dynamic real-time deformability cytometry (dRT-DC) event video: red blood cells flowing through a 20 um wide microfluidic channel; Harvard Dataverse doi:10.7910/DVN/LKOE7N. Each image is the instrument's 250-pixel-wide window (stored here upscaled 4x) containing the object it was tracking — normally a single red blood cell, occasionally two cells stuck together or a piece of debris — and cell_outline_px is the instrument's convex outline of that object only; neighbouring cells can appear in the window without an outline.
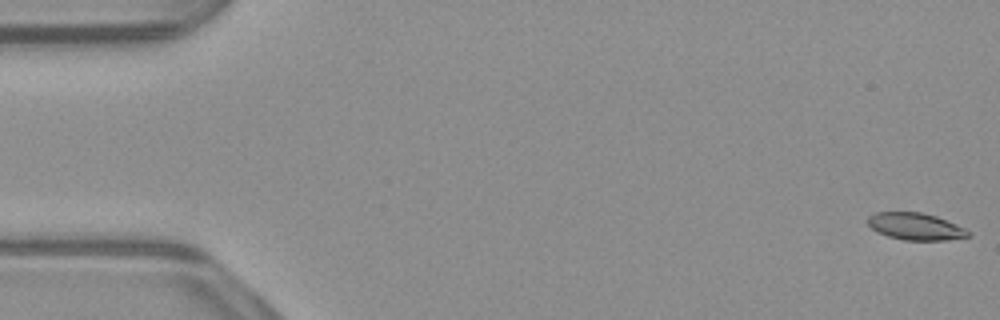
{"species": "common noctule bat (a hibernating species)", "species_latin": "Nyctalus noctula", "temperature_condition": "warm", "stored_images_in_passage": 53, "camera_frame_rate_fps": 3000, "um_per_image_px": 0.085, "animal": {"sex": "male", "body_mass_g": 23.1, "forearm_length_mm": 52.7}, "frame": {"image": 1, "passage_image": 1, "time_ms": 0.0, "image_size_px": [1000, 320], "cell_outline_px": [[972, 236], [944, 240], [904, 240], [888, 236], [876, 232], [868, 224], [868, 216], [876, 212], [920, 212], [936, 216], [956, 224], [972, 232]], "centroid_in_image_um": [77.83, 19.25], "position_along_channel_um": 7.2, "area_um2": 15.84}}
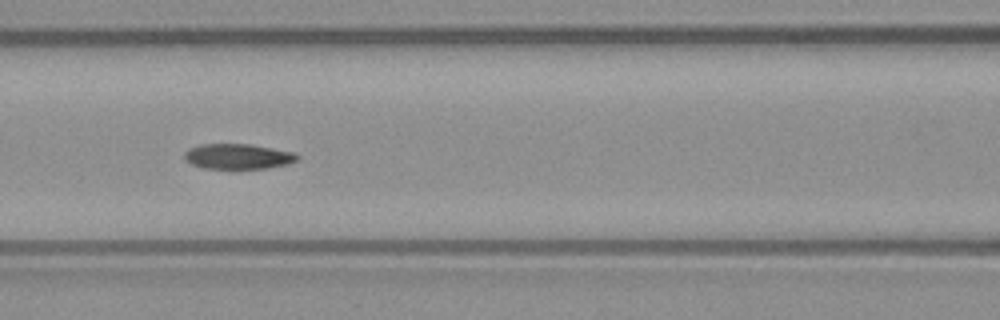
{"frame": {"image": 2, "passage_image": 23, "time_ms": 7.333, "image_size_px": [1000, 320], "cell_outline_px": [[300, 156], [296, 160], [288, 164], [268, 168], [236, 172], [204, 168], [192, 164], [184, 160], [184, 152], [188, 148], [200, 144], [252, 144], [296, 152]], "centroid_in_image_um": [20.23, 13.34], "position_along_channel_um": 146.4, "area_um2": 17.69}}
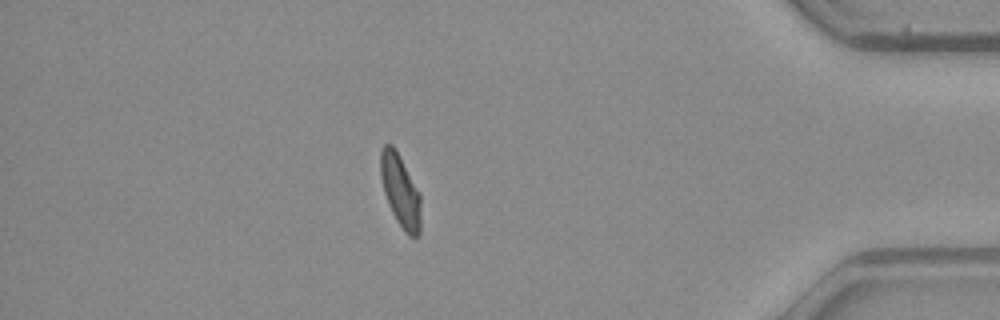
{"frame": {"image": 3, "passage_image": 46, "time_ms": 15.0, "image_size_px": [1000, 320], "cell_outline_px": [[420, 236], [408, 236], [404, 232], [396, 220], [388, 204], [384, 192], [380, 176], [380, 152], [384, 144], [392, 144], [396, 148], [420, 192]], "centroid_in_image_um": [34.03, 16.2], "position_along_channel_um": 401.2, "area_um2": 17.28}, "authors_computed_cell_mechanics": {"area_um2": 17.2822, "velocity_mm_per_s": 3.9235, "shape_relaxation_time_tau1_ms": 5.5745, "shape_relaxation_time_tau2_ms": 1.9676, "deformation_change_tau1": 0.175, "deformation_change_tau2": 0.0623}}